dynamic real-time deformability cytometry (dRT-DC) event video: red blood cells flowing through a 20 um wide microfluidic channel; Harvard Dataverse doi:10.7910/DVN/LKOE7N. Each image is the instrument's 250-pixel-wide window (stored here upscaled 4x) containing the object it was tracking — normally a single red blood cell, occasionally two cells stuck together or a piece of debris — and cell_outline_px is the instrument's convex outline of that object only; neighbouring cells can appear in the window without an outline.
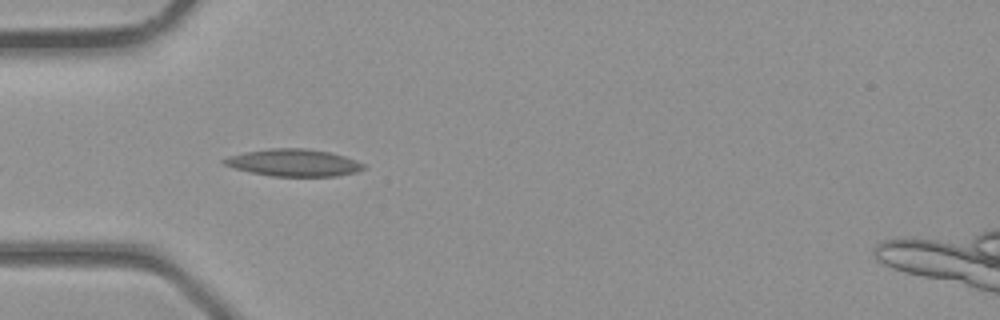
{"species": "common noctule bat (a hibernating species)", "species_latin": "Nyctalus noctula", "temperature_condition": "room temperature", "stored_images_in_passage": 26, "camera_frame_rate_fps": 3000, "um_per_image_px": 0.085, "animal": {"sex": "male", "body_mass_g": 23.1, "forearm_length_mm": 52.7}, "frame": {"image": 1, "passage_image": 1, "time_ms": 0.0, "image_size_px": [1000, 320], "cell_outline_px": [[364, 168], [356, 172], [336, 176], [272, 176], [252, 172], [236, 168], [224, 164], [220, 160], [228, 156], [244, 152], [268, 148], [304, 148], [328, 152], [344, 156], [356, 160], [364, 164]], "centroid_in_image_um": [24.94, 13.82], "position_along_channel_um": 60.1, "area_um2": 21.91}}